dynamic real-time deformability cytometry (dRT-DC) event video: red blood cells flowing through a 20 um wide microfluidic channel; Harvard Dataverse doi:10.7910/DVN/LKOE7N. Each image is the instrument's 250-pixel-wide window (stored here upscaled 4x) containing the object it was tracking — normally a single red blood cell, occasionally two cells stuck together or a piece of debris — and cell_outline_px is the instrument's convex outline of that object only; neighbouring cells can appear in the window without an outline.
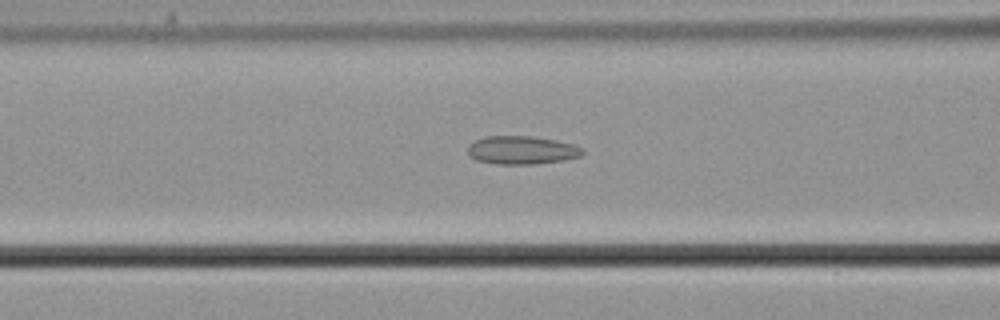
{"species": "common noctule bat (a hibernating species)", "species_latin": "Nyctalus noctula", "temperature_condition": "cold", "stored_images_in_passage": 51, "camera_frame_rate_fps": 3000, "um_per_image_px": 0.085, "animal": {"sex": "male", "body_mass_g": 21.5, "forearm_length_mm": 52.0}, "frame": {"image": 1, "passage_image": 18, "time_ms": 5.667, "image_size_px": [1000, 320], "cell_outline_px": [[584, 152], [580, 156], [564, 160], [532, 164], [496, 164], [476, 160], [468, 156], [468, 148], [476, 140], [484, 136], [528, 136], [556, 140], [572, 144], [584, 148]], "centroid_in_image_um": [44.35, 12.76], "position_along_channel_um": 122.3, "area_um2": 18.84}}
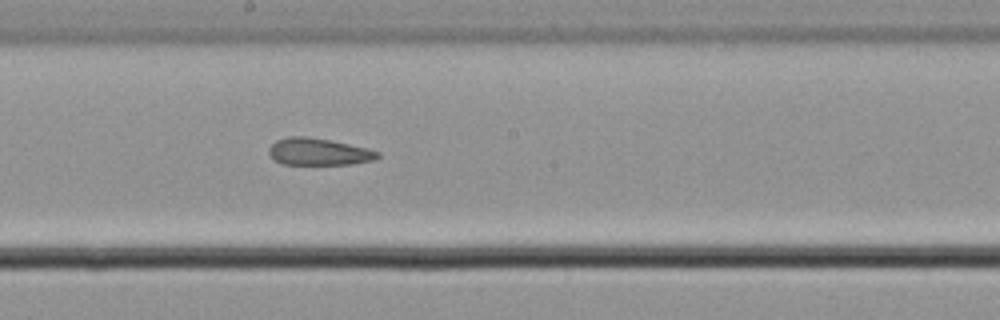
{"frame": {"image": 2, "passage_image": 26, "time_ms": 8.333, "image_size_px": [1000, 320], "cell_outline_px": [[380, 156], [372, 160], [352, 164], [284, 164], [276, 160], [268, 152], [268, 148], [276, 140], [288, 136], [304, 136], [328, 140], [368, 148], [380, 152]], "centroid_in_image_um": [27.08, 12.89], "position_along_channel_um": 221.1, "area_um2": 16.94}}
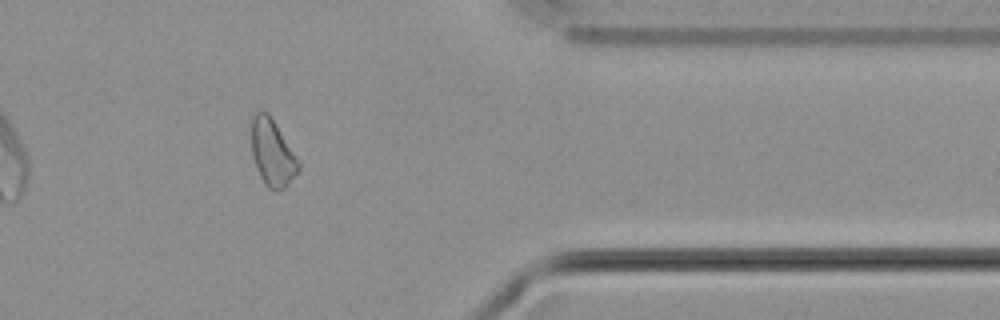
{"frame": {"image": 3, "passage_image": 41, "time_ms": 13.333, "image_size_px": [1000, 320], "cell_outline_px": [[300, 168], [284, 188], [268, 188], [264, 184], [260, 176], [252, 152], [252, 116], [256, 112], [268, 112], [300, 160]], "centroid_in_image_um": [23.17, 12.96], "position_along_channel_um": 388.2, "area_um2": 17.92}, "authors_computed_cell_mechanics": {"area_um2": 18.8428, "velocity_mm_per_s": 3.7093, "shape_relaxation_time_tau1_ms": null, "shape_relaxation_time_tau2_ms": 3.1701, "deformation_change_tau1": null, "deformation_change_tau2": 0.1209}}